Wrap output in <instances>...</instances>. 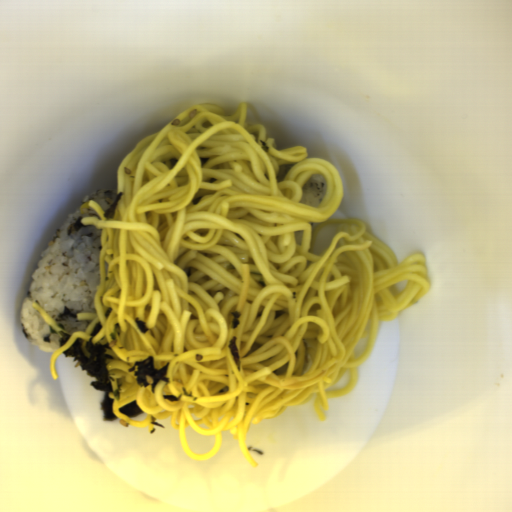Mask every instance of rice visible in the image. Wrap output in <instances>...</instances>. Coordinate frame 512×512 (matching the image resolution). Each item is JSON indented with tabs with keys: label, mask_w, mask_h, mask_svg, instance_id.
<instances>
[{
	"label": "rice",
	"mask_w": 512,
	"mask_h": 512,
	"mask_svg": "<svg viewBox=\"0 0 512 512\" xmlns=\"http://www.w3.org/2000/svg\"><path fill=\"white\" fill-rule=\"evenodd\" d=\"M101 217L91 207L69 214L40 256L25 292L19 321L30 344L47 353L60 347V333L33 304L37 303L66 334L85 330L89 319L77 313L95 312V291L100 285L99 261L102 230L83 225L82 218Z\"/></svg>",
	"instance_id": "652b925c"
},
{
	"label": "rice",
	"mask_w": 512,
	"mask_h": 512,
	"mask_svg": "<svg viewBox=\"0 0 512 512\" xmlns=\"http://www.w3.org/2000/svg\"><path fill=\"white\" fill-rule=\"evenodd\" d=\"M328 190L327 180L321 174H312L302 186V199L300 203L317 206L324 199Z\"/></svg>",
	"instance_id": "023b6e5f"
},
{
	"label": "rice",
	"mask_w": 512,
	"mask_h": 512,
	"mask_svg": "<svg viewBox=\"0 0 512 512\" xmlns=\"http://www.w3.org/2000/svg\"><path fill=\"white\" fill-rule=\"evenodd\" d=\"M118 195V190L103 189L90 194L84 198V203L88 201H95L99 207L105 212L111 203L115 200Z\"/></svg>",
	"instance_id": "8eca5e8b"
},
{
	"label": "rice",
	"mask_w": 512,
	"mask_h": 512,
	"mask_svg": "<svg viewBox=\"0 0 512 512\" xmlns=\"http://www.w3.org/2000/svg\"><path fill=\"white\" fill-rule=\"evenodd\" d=\"M291 166H292V164H283L282 166H280L279 171L276 176L278 183L283 181L284 177L290 170Z\"/></svg>",
	"instance_id": "acb35da6"
}]
</instances>
